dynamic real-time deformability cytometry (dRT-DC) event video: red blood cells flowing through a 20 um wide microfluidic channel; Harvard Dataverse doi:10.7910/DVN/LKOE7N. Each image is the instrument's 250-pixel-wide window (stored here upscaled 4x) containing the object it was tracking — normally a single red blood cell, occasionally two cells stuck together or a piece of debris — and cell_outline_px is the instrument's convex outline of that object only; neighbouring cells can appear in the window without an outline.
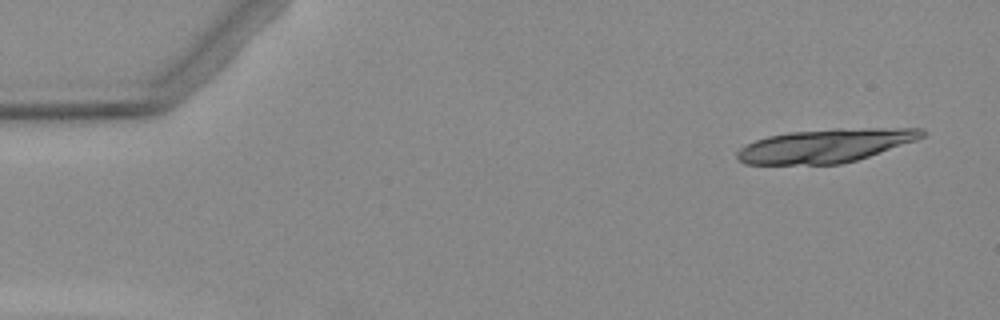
{"species": "Egyptian fruit bat (a non-hibernating species)", "species_latin": "Rousettus aegyptiacus", "temperature_condition": "warm", "stored_images_in_passage": 5, "camera_frame_rate_fps": 3000, "um_per_image_px": 0.085, "animal": {"sex": "female"}, "frame": {"image": 1, "passage_image": 1, "time_ms": 0.0, "image_size_px": [1000, 320], "cell_outline_px": [[924, 136], [916, 140], [856, 160], [840, 164], [744, 164], [736, 156], [736, 152], [744, 144], [768, 136], [788, 132], [832, 128], [924, 128]], "centroid_in_image_um": [70.13, 12.37], "position_along_channel_um": 14.9, "area_um2": 36.13}}
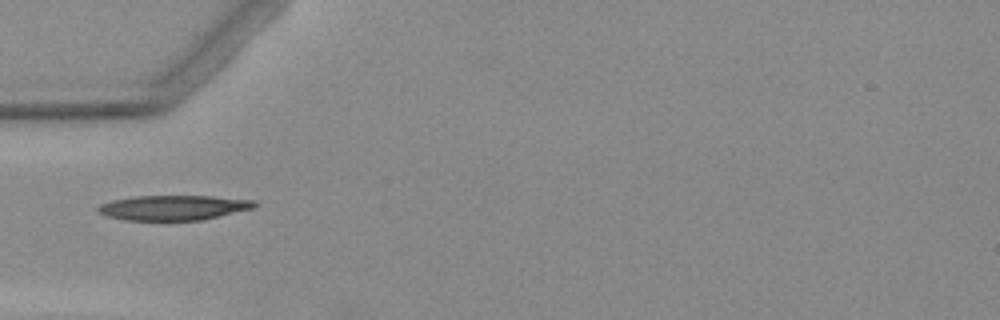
{"frame": {"image": 2, "passage_image": 4, "time_ms": 4.667, "image_size_px": [1000, 320], "cell_outline_px": [[260, 204], [252, 208], [200, 220], [124, 220], [108, 216], [100, 212], [96, 208], [100, 204], [112, 200], [132, 196], [212, 196], [256, 200]], "centroid_in_image_um": [14.74, 17.64], "position_along_channel_um": 70.3, "area_um2": 22.6}}
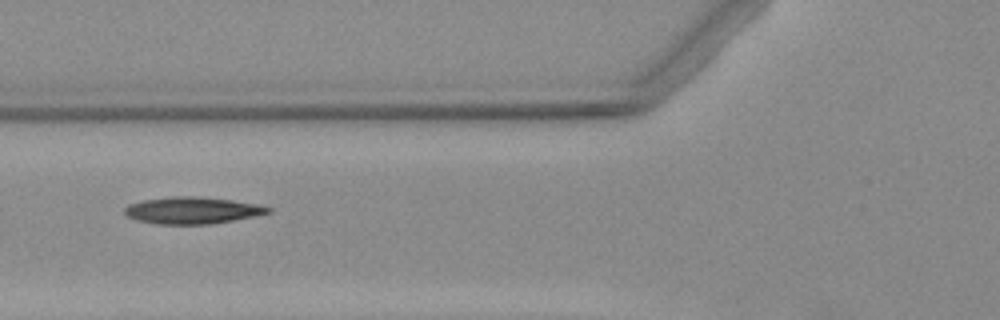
{"frame": {"image": 3, "passage_image": 5, "time_ms": 5.667, "image_size_px": [1000, 320], "cell_outline_px": [[272, 212], [212, 224], [156, 224], [136, 220], [128, 216], [124, 212], [124, 208], [128, 204], [144, 200], [172, 196], [196, 196], [232, 200], [260, 204], [272, 208]], "centroid_in_image_um": [16.34, 17.88], "position_along_channel_um": 109.5, "area_um2": 22.43}}